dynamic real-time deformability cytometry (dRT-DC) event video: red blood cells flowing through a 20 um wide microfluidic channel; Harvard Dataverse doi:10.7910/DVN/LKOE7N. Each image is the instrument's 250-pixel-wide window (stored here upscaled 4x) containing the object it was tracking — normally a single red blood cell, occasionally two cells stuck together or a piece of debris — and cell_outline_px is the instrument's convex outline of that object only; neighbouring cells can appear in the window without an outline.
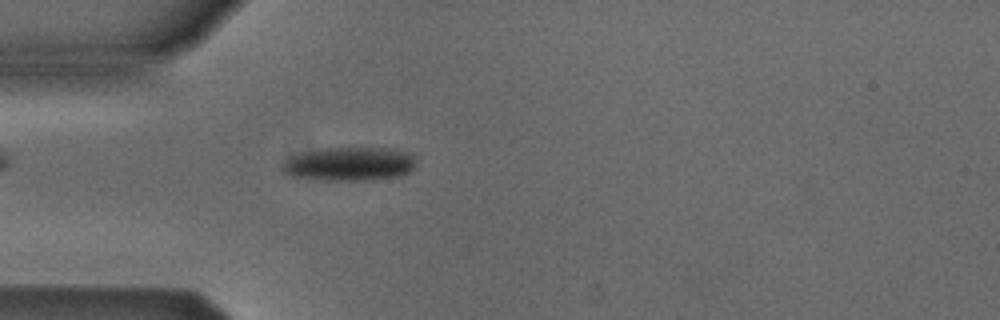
{"species": "Egyptian fruit bat (a non-hibernating species)", "species_latin": "Rousettus aegyptiacus", "temperature_condition": "cold", "stored_images_in_passage": 49, "camera_frame_rate_fps": 3000, "um_per_image_px": 0.085, "animal": {"sex": "male"}, "frame": {"image": 1, "passage_image": 12, "time_ms": 3.667, "image_size_px": [1000, 320], "cell_outline_px": [[416, 164], [408, 172], [396, 176], [352, 180], [328, 180], [288, 176], [280, 168], [292, 156], [308, 152], [328, 148], [388, 148], [408, 152], [416, 160]], "centroid_in_image_um": [29.7, 13.93], "position_along_channel_um": 55.3, "area_um2": 25.61}}
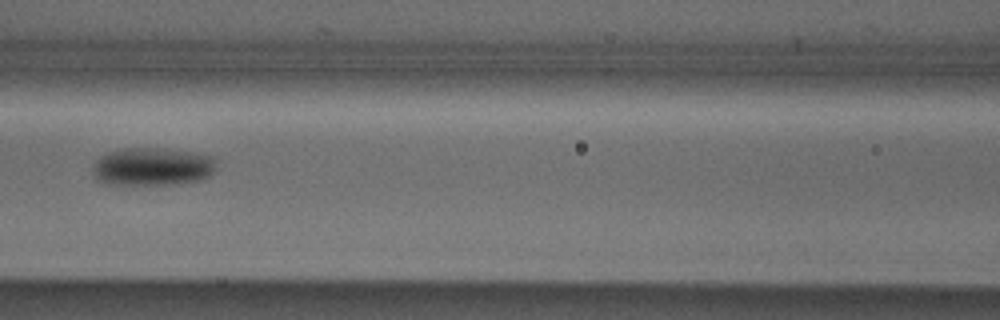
{"frame": {"image": 2, "passage_image": 20, "time_ms": 6.333, "image_size_px": [1000, 320], "cell_outline_px": [[216, 168], [208, 176], [200, 180], [172, 184], [104, 184], [96, 180], [92, 168], [96, 160], [100, 156], [108, 152], [120, 148], [160, 148], [192, 152], [212, 156], [216, 160]], "centroid_in_image_um": [12.93, 14.16], "position_along_channel_um": 153.7, "area_um2": 27.51}}
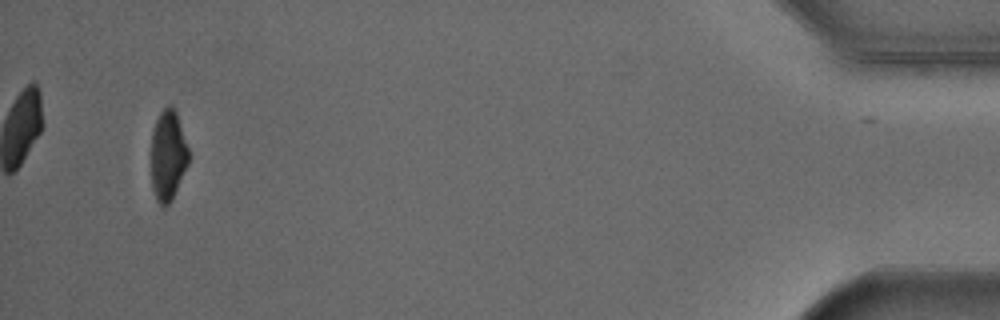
{"frame": {"image": 3, "passage_image": 47, "time_ms": 15.333, "image_size_px": [1000, 320], "cell_outline_px": [[188, 164], [172, 200], [168, 204], [160, 204], [156, 200], [152, 188], [152, 132], [156, 120], [160, 112], [168, 104], [172, 104], [176, 112], [188, 148]], "centroid_in_image_um": [14.28, 13.19], "position_along_channel_um": 420.9, "area_um2": 19.48}, "authors_computed_cell_mechanics": {"area_um2": 23.8136, "velocity_mm_per_s": 3.8905, "shape_relaxation_time_tau1_ms": 3.6288, "shape_relaxation_time_tau2_ms": null, "deformation_change_tau1": 0.1193, "deformation_change_tau2": null}}